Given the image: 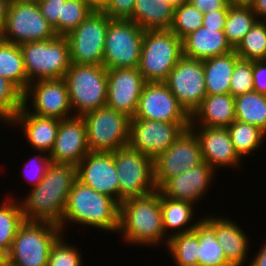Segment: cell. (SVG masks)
Instances as JSON below:
<instances>
[{
  "label": "cell",
  "mask_w": 266,
  "mask_h": 266,
  "mask_svg": "<svg viewBox=\"0 0 266 266\" xmlns=\"http://www.w3.org/2000/svg\"><path fill=\"white\" fill-rule=\"evenodd\" d=\"M77 179L119 204V184L114 151H90L77 165Z\"/></svg>",
  "instance_id": "obj_19"
},
{
  "label": "cell",
  "mask_w": 266,
  "mask_h": 266,
  "mask_svg": "<svg viewBox=\"0 0 266 266\" xmlns=\"http://www.w3.org/2000/svg\"><path fill=\"white\" fill-rule=\"evenodd\" d=\"M242 60L256 61L266 58V21H257L234 48Z\"/></svg>",
  "instance_id": "obj_37"
},
{
  "label": "cell",
  "mask_w": 266,
  "mask_h": 266,
  "mask_svg": "<svg viewBox=\"0 0 266 266\" xmlns=\"http://www.w3.org/2000/svg\"><path fill=\"white\" fill-rule=\"evenodd\" d=\"M89 152L86 124L82 116L60 120L53 148L48 154L51 162L77 166Z\"/></svg>",
  "instance_id": "obj_20"
},
{
  "label": "cell",
  "mask_w": 266,
  "mask_h": 266,
  "mask_svg": "<svg viewBox=\"0 0 266 266\" xmlns=\"http://www.w3.org/2000/svg\"><path fill=\"white\" fill-rule=\"evenodd\" d=\"M255 0H228V4L234 7H249L251 8Z\"/></svg>",
  "instance_id": "obj_51"
},
{
  "label": "cell",
  "mask_w": 266,
  "mask_h": 266,
  "mask_svg": "<svg viewBox=\"0 0 266 266\" xmlns=\"http://www.w3.org/2000/svg\"><path fill=\"white\" fill-rule=\"evenodd\" d=\"M128 244L158 246L168 244L165 236L160 207V192L129 198L119 204V228ZM163 241V242H162Z\"/></svg>",
  "instance_id": "obj_2"
},
{
  "label": "cell",
  "mask_w": 266,
  "mask_h": 266,
  "mask_svg": "<svg viewBox=\"0 0 266 266\" xmlns=\"http://www.w3.org/2000/svg\"><path fill=\"white\" fill-rule=\"evenodd\" d=\"M62 234L57 224L25 221L8 253V266H47L51 247Z\"/></svg>",
  "instance_id": "obj_4"
},
{
  "label": "cell",
  "mask_w": 266,
  "mask_h": 266,
  "mask_svg": "<svg viewBox=\"0 0 266 266\" xmlns=\"http://www.w3.org/2000/svg\"><path fill=\"white\" fill-rule=\"evenodd\" d=\"M63 79L74 116L106 106L107 69L103 65L71 64Z\"/></svg>",
  "instance_id": "obj_6"
},
{
  "label": "cell",
  "mask_w": 266,
  "mask_h": 266,
  "mask_svg": "<svg viewBox=\"0 0 266 266\" xmlns=\"http://www.w3.org/2000/svg\"><path fill=\"white\" fill-rule=\"evenodd\" d=\"M11 198L0 205V249L7 255L19 227L25 222L20 199L15 202L14 196Z\"/></svg>",
  "instance_id": "obj_33"
},
{
  "label": "cell",
  "mask_w": 266,
  "mask_h": 266,
  "mask_svg": "<svg viewBox=\"0 0 266 266\" xmlns=\"http://www.w3.org/2000/svg\"><path fill=\"white\" fill-rule=\"evenodd\" d=\"M183 56L205 60L230 53L234 48L227 41L224 31L201 26L182 39Z\"/></svg>",
  "instance_id": "obj_25"
},
{
  "label": "cell",
  "mask_w": 266,
  "mask_h": 266,
  "mask_svg": "<svg viewBox=\"0 0 266 266\" xmlns=\"http://www.w3.org/2000/svg\"><path fill=\"white\" fill-rule=\"evenodd\" d=\"M204 13L200 12L192 3L184 2L174 9V18L170 30L178 38L183 39L189 33L203 26Z\"/></svg>",
  "instance_id": "obj_38"
},
{
  "label": "cell",
  "mask_w": 266,
  "mask_h": 266,
  "mask_svg": "<svg viewBox=\"0 0 266 266\" xmlns=\"http://www.w3.org/2000/svg\"><path fill=\"white\" fill-rule=\"evenodd\" d=\"M228 7L229 4H227L222 10L204 13L203 26L205 28L217 29V31H224Z\"/></svg>",
  "instance_id": "obj_46"
},
{
  "label": "cell",
  "mask_w": 266,
  "mask_h": 266,
  "mask_svg": "<svg viewBox=\"0 0 266 266\" xmlns=\"http://www.w3.org/2000/svg\"><path fill=\"white\" fill-rule=\"evenodd\" d=\"M189 127L190 123H169L131 118L128 145L154 160Z\"/></svg>",
  "instance_id": "obj_14"
},
{
  "label": "cell",
  "mask_w": 266,
  "mask_h": 266,
  "mask_svg": "<svg viewBox=\"0 0 266 266\" xmlns=\"http://www.w3.org/2000/svg\"><path fill=\"white\" fill-rule=\"evenodd\" d=\"M258 21H266V0H255L251 7Z\"/></svg>",
  "instance_id": "obj_49"
},
{
  "label": "cell",
  "mask_w": 266,
  "mask_h": 266,
  "mask_svg": "<svg viewBox=\"0 0 266 266\" xmlns=\"http://www.w3.org/2000/svg\"><path fill=\"white\" fill-rule=\"evenodd\" d=\"M194 206L195 205L190 202L171 199L160 193L163 229L168 239L178 234L193 231L196 228L198 222L202 218L194 223L192 222L195 212ZM169 230H173V232L170 233Z\"/></svg>",
  "instance_id": "obj_28"
},
{
  "label": "cell",
  "mask_w": 266,
  "mask_h": 266,
  "mask_svg": "<svg viewBox=\"0 0 266 266\" xmlns=\"http://www.w3.org/2000/svg\"><path fill=\"white\" fill-rule=\"evenodd\" d=\"M77 179V166L52 163L36 187L20 200L25 221L51 222L59 225L68 194ZM24 199V200H23Z\"/></svg>",
  "instance_id": "obj_1"
},
{
  "label": "cell",
  "mask_w": 266,
  "mask_h": 266,
  "mask_svg": "<svg viewBox=\"0 0 266 266\" xmlns=\"http://www.w3.org/2000/svg\"><path fill=\"white\" fill-rule=\"evenodd\" d=\"M182 57V39L170 29L145 30L138 70L146 82H164Z\"/></svg>",
  "instance_id": "obj_5"
},
{
  "label": "cell",
  "mask_w": 266,
  "mask_h": 266,
  "mask_svg": "<svg viewBox=\"0 0 266 266\" xmlns=\"http://www.w3.org/2000/svg\"><path fill=\"white\" fill-rule=\"evenodd\" d=\"M23 107V93L8 79L0 76V122L9 125Z\"/></svg>",
  "instance_id": "obj_40"
},
{
  "label": "cell",
  "mask_w": 266,
  "mask_h": 266,
  "mask_svg": "<svg viewBox=\"0 0 266 266\" xmlns=\"http://www.w3.org/2000/svg\"><path fill=\"white\" fill-rule=\"evenodd\" d=\"M111 18L103 11H93L66 38L71 64L103 65L105 36Z\"/></svg>",
  "instance_id": "obj_12"
},
{
  "label": "cell",
  "mask_w": 266,
  "mask_h": 266,
  "mask_svg": "<svg viewBox=\"0 0 266 266\" xmlns=\"http://www.w3.org/2000/svg\"><path fill=\"white\" fill-rule=\"evenodd\" d=\"M38 153H39V155H35V157L31 158L25 164L26 166L24 165L22 170H21L22 175L27 177V179H28L25 181L29 182V184L31 183L30 185L33 184L32 188L39 185V183L42 181L43 177L45 176L49 165L51 164V159L47 153H44L42 151H38ZM27 164H28V166H27ZM29 165H30V170H28ZM25 174H27V175H25ZM28 176H30V177H28Z\"/></svg>",
  "instance_id": "obj_43"
},
{
  "label": "cell",
  "mask_w": 266,
  "mask_h": 266,
  "mask_svg": "<svg viewBox=\"0 0 266 266\" xmlns=\"http://www.w3.org/2000/svg\"><path fill=\"white\" fill-rule=\"evenodd\" d=\"M59 124L60 119L37 116L23 106L9 125H18L22 128L26 137L24 139L28 141L34 151L49 154L53 148Z\"/></svg>",
  "instance_id": "obj_23"
},
{
  "label": "cell",
  "mask_w": 266,
  "mask_h": 266,
  "mask_svg": "<svg viewBox=\"0 0 266 266\" xmlns=\"http://www.w3.org/2000/svg\"><path fill=\"white\" fill-rule=\"evenodd\" d=\"M239 59L233 50L228 54L203 60L207 95L229 94L230 79Z\"/></svg>",
  "instance_id": "obj_29"
},
{
  "label": "cell",
  "mask_w": 266,
  "mask_h": 266,
  "mask_svg": "<svg viewBox=\"0 0 266 266\" xmlns=\"http://www.w3.org/2000/svg\"><path fill=\"white\" fill-rule=\"evenodd\" d=\"M175 7L165 0H136L128 20L143 30H168L171 28Z\"/></svg>",
  "instance_id": "obj_27"
},
{
  "label": "cell",
  "mask_w": 266,
  "mask_h": 266,
  "mask_svg": "<svg viewBox=\"0 0 266 266\" xmlns=\"http://www.w3.org/2000/svg\"><path fill=\"white\" fill-rule=\"evenodd\" d=\"M235 118L266 133V95L251 91L234 98Z\"/></svg>",
  "instance_id": "obj_32"
},
{
  "label": "cell",
  "mask_w": 266,
  "mask_h": 266,
  "mask_svg": "<svg viewBox=\"0 0 266 266\" xmlns=\"http://www.w3.org/2000/svg\"><path fill=\"white\" fill-rule=\"evenodd\" d=\"M133 118L169 123H190V115L165 82H145Z\"/></svg>",
  "instance_id": "obj_17"
},
{
  "label": "cell",
  "mask_w": 266,
  "mask_h": 266,
  "mask_svg": "<svg viewBox=\"0 0 266 266\" xmlns=\"http://www.w3.org/2000/svg\"><path fill=\"white\" fill-rule=\"evenodd\" d=\"M93 11L84 0L62 1V18H59V36H66L76 29Z\"/></svg>",
  "instance_id": "obj_39"
},
{
  "label": "cell",
  "mask_w": 266,
  "mask_h": 266,
  "mask_svg": "<svg viewBox=\"0 0 266 266\" xmlns=\"http://www.w3.org/2000/svg\"><path fill=\"white\" fill-rule=\"evenodd\" d=\"M88 3L94 10H100V0H84Z\"/></svg>",
  "instance_id": "obj_54"
},
{
  "label": "cell",
  "mask_w": 266,
  "mask_h": 266,
  "mask_svg": "<svg viewBox=\"0 0 266 266\" xmlns=\"http://www.w3.org/2000/svg\"><path fill=\"white\" fill-rule=\"evenodd\" d=\"M197 136L203 161L214 170L223 166L238 168L241 158L234 149L230 133L225 127L190 126Z\"/></svg>",
  "instance_id": "obj_22"
},
{
  "label": "cell",
  "mask_w": 266,
  "mask_h": 266,
  "mask_svg": "<svg viewBox=\"0 0 266 266\" xmlns=\"http://www.w3.org/2000/svg\"><path fill=\"white\" fill-rule=\"evenodd\" d=\"M90 151L113 152L129 144L131 118L108 107L82 115Z\"/></svg>",
  "instance_id": "obj_10"
},
{
  "label": "cell",
  "mask_w": 266,
  "mask_h": 266,
  "mask_svg": "<svg viewBox=\"0 0 266 266\" xmlns=\"http://www.w3.org/2000/svg\"><path fill=\"white\" fill-rule=\"evenodd\" d=\"M136 0H112L103 10L111 19L128 20L135 5Z\"/></svg>",
  "instance_id": "obj_45"
},
{
  "label": "cell",
  "mask_w": 266,
  "mask_h": 266,
  "mask_svg": "<svg viewBox=\"0 0 266 266\" xmlns=\"http://www.w3.org/2000/svg\"><path fill=\"white\" fill-rule=\"evenodd\" d=\"M6 6H7L6 0H0V28L4 21Z\"/></svg>",
  "instance_id": "obj_52"
},
{
  "label": "cell",
  "mask_w": 266,
  "mask_h": 266,
  "mask_svg": "<svg viewBox=\"0 0 266 266\" xmlns=\"http://www.w3.org/2000/svg\"><path fill=\"white\" fill-rule=\"evenodd\" d=\"M62 1L66 0H42L37 3L40 12L53 27L57 36H59V18H62Z\"/></svg>",
  "instance_id": "obj_44"
},
{
  "label": "cell",
  "mask_w": 266,
  "mask_h": 266,
  "mask_svg": "<svg viewBox=\"0 0 266 266\" xmlns=\"http://www.w3.org/2000/svg\"><path fill=\"white\" fill-rule=\"evenodd\" d=\"M235 120V102L230 93L206 95L190 116V126L227 128Z\"/></svg>",
  "instance_id": "obj_26"
},
{
  "label": "cell",
  "mask_w": 266,
  "mask_h": 266,
  "mask_svg": "<svg viewBox=\"0 0 266 266\" xmlns=\"http://www.w3.org/2000/svg\"><path fill=\"white\" fill-rule=\"evenodd\" d=\"M205 217V218H204ZM203 219L215 230L217 241L225 253L227 260L233 266H243L247 263L249 236L232 219L214 216H203Z\"/></svg>",
  "instance_id": "obj_24"
},
{
  "label": "cell",
  "mask_w": 266,
  "mask_h": 266,
  "mask_svg": "<svg viewBox=\"0 0 266 266\" xmlns=\"http://www.w3.org/2000/svg\"><path fill=\"white\" fill-rule=\"evenodd\" d=\"M187 1L192 3L202 13H210L217 10H222L228 4V0H187Z\"/></svg>",
  "instance_id": "obj_48"
},
{
  "label": "cell",
  "mask_w": 266,
  "mask_h": 266,
  "mask_svg": "<svg viewBox=\"0 0 266 266\" xmlns=\"http://www.w3.org/2000/svg\"><path fill=\"white\" fill-rule=\"evenodd\" d=\"M145 82L138 68L107 70L106 107L133 118Z\"/></svg>",
  "instance_id": "obj_18"
},
{
  "label": "cell",
  "mask_w": 266,
  "mask_h": 266,
  "mask_svg": "<svg viewBox=\"0 0 266 266\" xmlns=\"http://www.w3.org/2000/svg\"><path fill=\"white\" fill-rule=\"evenodd\" d=\"M68 221V222H67ZM72 222L102 231L118 232L119 204L76 179L68 194L67 204L59 224L62 233Z\"/></svg>",
  "instance_id": "obj_3"
},
{
  "label": "cell",
  "mask_w": 266,
  "mask_h": 266,
  "mask_svg": "<svg viewBox=\"0 0 266 266\" xmlns=\"http://www.w3.org/2000/svg\"><path fill=\"white\" fill-rule=\"evenodd\" d=\"M194 231L198 235V266H233L226 258L215 230L202 218Z\"/></svg>",
  "instance_id": "obj_31"
},
{
  "label": "cell",
  "mask_w": 266,
  "mask_h": 266,
  "mask_svg": "<svg viewBox=\"0 0 266 266\" xmlns=\"http://www.w3.org/2000/svg\"><path fill=\"white\" fill-rule=\"evenodd\" d=\"M0 76L12 82L22 93L29 85L20 45L0 39Z\"/></svg>",
  "instance_id": "obj_30"
},
{
  "label": "cell",
  "mask_w": 266,
  "mask_h": 266,
  "mask_svg": "<svg viewBox=\"0 0 266 266\" xmlns=\"http://www.w3.org/2000/svg\"><path fill=\"white\" fill-rule=\"evenodd\" d=\"M247 266H266V241Z\"/></svg>",
  "instance_id": "obj_50"
},
{
  "label": "cell",
  "mask_w": 266,
  "mask_h": 266,
  "mask_svg": "<svg viewBox=\"0 0 266 266\" xmlns=\"http://www.w3.org/2000/svg\"><path fill=\"white\" fill-rule=\"evenodd\" d=\"M234 149L238 156L243 157L255 154L254 151L261 147L266 133L252 124L235 120L227 127Z\"/></svg>",
  "instance_id": "obj_34"
},
{
  "label": "cell",
  "mask_w": 266,
  "mask_h": 266,
  "mask_svg": "<svg viewBox=\"0 0 266 266\" xmlns=\"http://www.w3.org/2000/svg\"><path fill=\"white\" fill-rule=\"evenodd\" d=\"M53 27L44 18L37 3H7L0 28V39L21 45L56 37Z\"/></svg>",
  "instance_id": "obj_8"
},
{
  "label": "cell",
  "mask_w": 266,
  "mask_h": 266,
  "mask_svg": "<svg viewBox=\"0 0 266 266\" xmlns=\"http://www.w3.org/2000/svg\"><path fill=\"white\" fill-rule=\"evenodd\" d=\"M199 240L193 230L171 237L165 248L168 249L176 266H198Z\"/></svg>",
  "instance_id": "obj_36"
},
{
  "label": "cell",
  "mask_w": 266,
  "mask_h": 266,
  "mask_svg": "<svg viewBox=\"0 0 266 266\" xmlns=\"http://www.w3.org/2000/svg\"><path fill=\"white\" fill-rule=\"evenodd\" d=\"M257 21L251 8L229 5L224 34L230 45L235 48Z\"/></svg>",
  "instance_id": "obj_35"
},
{
  "label": "cell",
  "mask_w": 266,
  "mask_h": 266,
  "mask_svg": "<svg viewBox=\"0 0 266 266\" xmlns=\"http://www.w3.org/2000/svg\"><path fill=\"white\" fill-rule=\"evenodd\" d=\"M253 89L266 95V60L253 61Z\"/></svg>",
  "instance_id": "obj_47"
},
{
  "label": "cell",
  "mask_w": 266,
  "mask_h": 266,
  "mask_svg": "<svg viewBox=\"0 0 266 266\" xmlns=\"http://www.w3.org/2000/svg\"><path fill=\"white\" fill-rule=\"evenodd\" d=\"M165 1L172 4L174 7L179 6L183 4L184 2H187V0H165Z\"/></svg>",
  "instance_id": "obj_56"
},
{
  "label": "cell",
  "mask_w": 266,
  "mask_h": 266,
  "mask_svg": "<svg viewBox=\"0 0 266 266\" xmlns=\"http://www.w3.org/2000/svg\"><path fill=\"white\" fill-rule=\"evenodd\" d=\"M28 100L32 107H29ZM23 106L30 113L42 117H55L62 120L74 116L67 85L63 78L31 82L23 93Z\"/></svg>",
  "instance_id": "obj_16"
},
{
  "label": "cell",
  "mask_w": 266,
  "mask_h": 266,
  "mask_svg": "<svg viewBox=\"0 0 266 266\" xmlns=\"http://www.w3.org/2000/svg\"><path fill=\"white\" fill-rule=\"evenodd\" d=\"M164 82L190 116L207 95L203 60L183 56Z\"/></svg>",
  "instance_id": "obj_15"
},
{
  "label": "cell",
  "mask_w": 266,
  "mask_h": 266,
  "mask_svg": "<svg viewBox=\"0 0 266 266\" xmlns=\"http://www.w3.org/2000/svg\"><path fill=\"white\" fill-rule=\"evenodd\" d=\"M0 266H8V255L0 249Z\"/></svg>",
  "instance_id": "obj_53"
},
{
  "label": "cell",
  "mask_w": 266,
  "mask_h": 266,
  "mask_svg": "<svg viewBox=\"0 0 266 266\" xmlns=\"http://www.w3.org/2000/svg\"><path fill=\"white\" fill-rule=\"evenodd\" d=\"M112 0H100V11H103Z\"/></svg>",
  "instance_id": "obj_57"
},
{
  "label": "cell",
  "mask_w": 266,
  "mask_h": 266,
  "mask_svg": "<svg viewBox=\"0 0 266 266\" xmlns=\"http://www.w3.org/2000/svg\"><path fill=\"white\" fill-rule=\"evenodd\" d=\"M119 184V204L129 198L143 197L157 189L153 179V160L129 145L114 151Z\"/></svg>",
  "instance_id": "obj_11"
},
{
  "label": "cell",
  "mask_w": 266,
  "mask_h": 266,
  "mask_svg": "<svg viewBox=\"0 0 266 266\" xmlns=\"http://www.w3.org/2000/svg\"><path fill=\"white\" fill-rule=\"evenodd\" d=\"M145 30L131 20L111 19L106 31L103 66L138 68Z\"/></svg>",
  "instance_id": "obj_9"
},
{
  "label": "cell",
  "mask_w": 266,
  "mask_h": 266,
  "mask_svg": "<svg viewBox=\"0 0 266 266\" xmlns=\"http://www.w3.org/2000/svg\"><path fill=\"white\" fill-rule=\"evenodd\" d=\"M29 84L38 80L62 79L70 68L66 36L20 45Z\"/></svg>",
  "instance_id": "obj_7"
},
{
  "label": "cell",
  "mask_w": 266,
  "mask_h": 266,
  "mask_svg": "<svg viewBox=\"0 0 266 266\" xmlns=\"http://www.w3.org/2000/svg\"><path fill=\"white\" fill-rule=\"evenodd\" d=\"M42 0H6L7 3H16V2H29V3H39Z\"/></svg>",
  "instance_id": "obj_55"
},
{
  "label": "cell",
  "mask_w": 266,
  "mask_h": 266,
  "mask_svg": "<svg viewBox=\"0 0 266 266\" xmlns=\"http://www.w3.org/2000/svg\"><path fill=\"white\" fill-rule=\"evenodd\" d=\"M253 61L239 59L230 79L229 93L235 98L253 89Z\"/></svg>",
  "instance_id": "obj_42"
},
{
  "label": "cell",
  "mask_w": 266,
  "mask_h": 266,
  "mask_svg": "<svg viewBox=\"0 0 266 266\" xmlns=\"http://www.w3.org/2000/svg\"><path fill=\"white\" fill-rule=\"evenodd\" d=\"M214 169L206 162L196 167L184 170L182 173L168 179L158 191L165 197L198 204L206 196L211 182L214 180ZM214 176V177H213Z\"/></svg>",
  "instance_id": "obj_21"
},
{
  "label": "cell",
  "mask_w": 266,
  "mask_h": 266,
  "mask_svg": "<svg viewBox=\"0 0 266 266\" xmlns=\"http://www.w3.org/2000/svg\"><path fill=\"white\" fill-rule=\"evenodd\" d=\"M63 237L51 247L47 266H83L80 252L75 246L67 244Z\"/></svg>",
  "instance_id": "obj_41"
},
{
  "label": "cell",
  "mask_w": 266,
  "mask_h": 266,
  "mask_svg": "<svg viewBox=\"0 0 266 266\" xmlns=\"http://www.w3.org/2000/svg\"><path fill=\"white\" fill-rule=\"evenodd\" d=\"M203 161L201 146L194 131L185 129L167 150L153 160V179L158 190L168 179Z\"/></svg>",
  "instance_id": "obj_13"
}]
</instances>
